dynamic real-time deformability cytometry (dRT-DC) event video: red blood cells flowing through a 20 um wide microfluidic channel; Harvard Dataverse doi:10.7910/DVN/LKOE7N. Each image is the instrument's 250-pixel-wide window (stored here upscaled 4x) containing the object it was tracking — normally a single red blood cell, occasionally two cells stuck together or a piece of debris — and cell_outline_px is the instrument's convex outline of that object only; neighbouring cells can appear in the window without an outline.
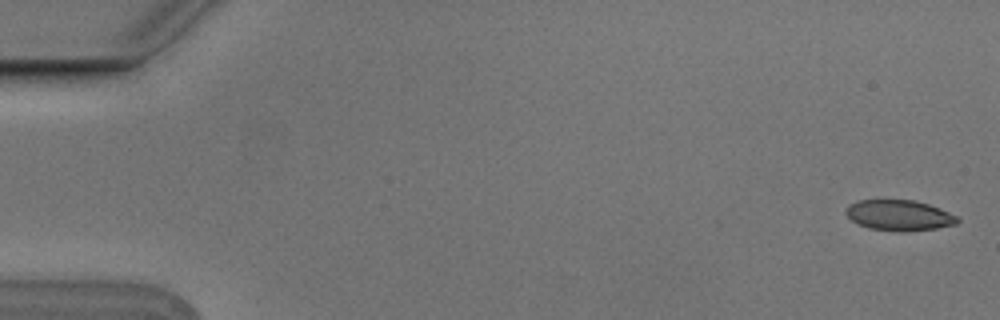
{"species": "Egyptian fruit bat (a non-hibernating species)", "species_latin": "Rousettus aegyptiacus", "temperature_condition": "cold", "stored_images_in_passage": 7, "camera_frame_rate_fps": 3000, "um_per_image_px": 0.085, "animal": {"sex": "male"}, "frame": {"image": 1, "passage_image": 1, "time_ms": 0.0, "image_size_px": [1000, 320], "cell_outline_px": [[960, 220], [956, 224], [936, 228], [904, 232], [900, 232], [868, 228], [852, 220], [844, 212], [844, 208], [848, 204], [860, 200], [916, 200], [940, 208], [956, 216]], "centroid_in_image_um": [76.41, 18.3], "position_along_channel_um": 8.6, "area_um2": 19.94}}